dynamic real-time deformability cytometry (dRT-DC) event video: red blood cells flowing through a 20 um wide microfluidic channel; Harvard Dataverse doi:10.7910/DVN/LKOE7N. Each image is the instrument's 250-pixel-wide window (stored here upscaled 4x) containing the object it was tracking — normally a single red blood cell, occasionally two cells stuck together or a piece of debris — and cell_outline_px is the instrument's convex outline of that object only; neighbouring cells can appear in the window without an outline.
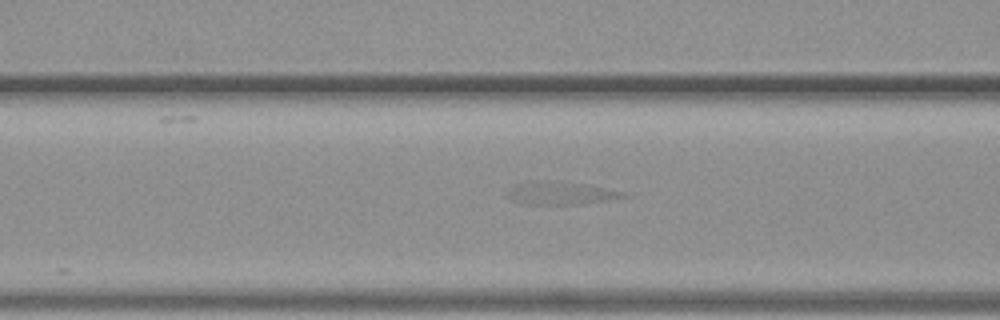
{"species": "common noctule bat (a hibernating species)", "species_latin": "Nyctalus noctula", "temperature_condition": "warm", "stored_images_in_passage": 22, "camera_frame_rate_fps": 3000, "um_per_image_px": 0.085, "animal": {"sex": "female", "body_mass_g": 19.3, "forearm_length_mm": 54.1}, "frame": {"image": 1, "passage_image": 4, "time_ms": 1.0, "image_size_px": [1000, 320], "cell_outline_px": [[628, 196], [608, 200], [580, 204], [520, 204], [512, 200], [508, 196], [508, 188], [516, 184], [532, 180], [536, 180], [584, 184], [624, 192]], "centroid_in_image_um": [47.59, 16.42], "position_along_channel_um": 119.0, "area_um2": 15.26}}
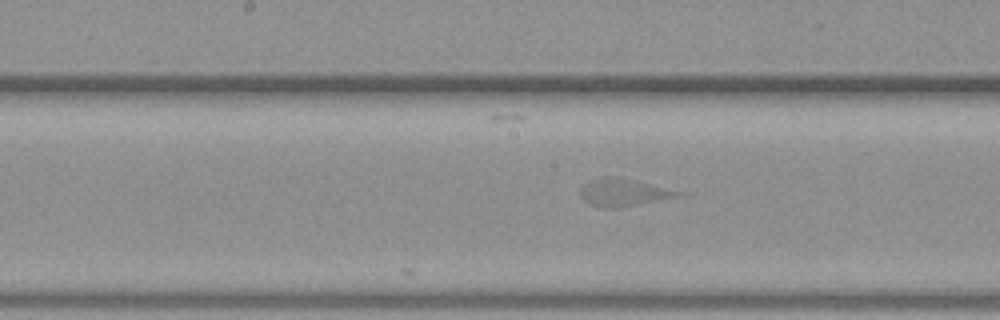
{"frame": {"image": 2, "passage_image": 10, "time_ms": 3.0, "image_size_px": [1000, 320], "cell_outline_px": [[688, 192], [676, 196], [640, 204], [616, 208], [604, 208], [588, 204], [580, 196], [580, 188], [588, 180], [604, 176], [608, 176]], "centroid_in_image_um": [52.92, 16.37], "position_along_channel_um": 195.3, "area_um2": 15.32}}
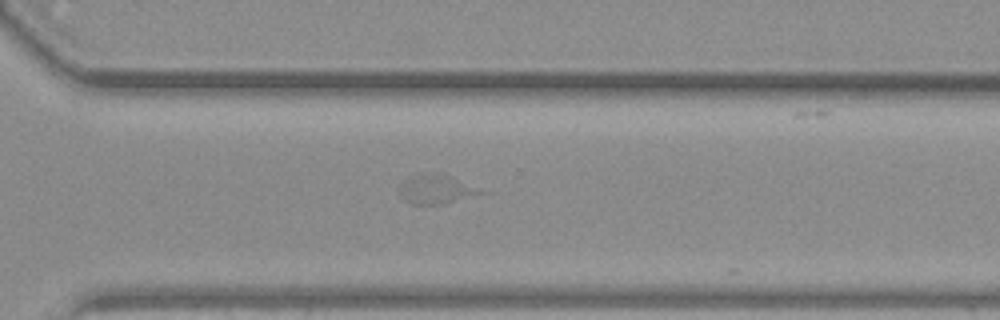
{"frame": {"image": 3, "passage_image": 21, "time_ms": 6.667, "image_size_px": [1000, 320], "cell_outline_px": [[492, 192], [444, 204], [408, 204], [404, 200], [400, 192], [400, 184], [416, 172], [424, 172], [448, 176]], "centroid_in_image_um": [37.12, 16.1], "position_along_channel_um": 333.5, "area_um2": 14.05}}